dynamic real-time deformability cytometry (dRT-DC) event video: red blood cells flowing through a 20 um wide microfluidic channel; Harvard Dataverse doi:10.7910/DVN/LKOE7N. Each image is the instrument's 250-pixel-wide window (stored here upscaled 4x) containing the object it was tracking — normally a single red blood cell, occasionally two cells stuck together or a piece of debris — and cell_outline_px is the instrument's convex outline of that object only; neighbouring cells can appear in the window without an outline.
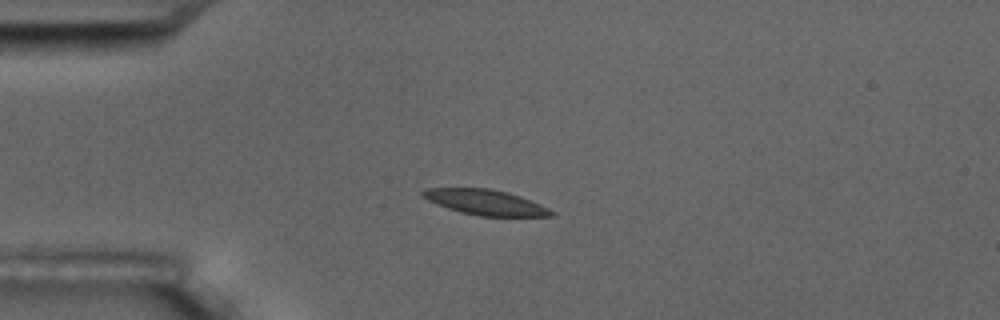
{"species": "common noctule bat (a hibernating species)", "species_latin": "Nyctalus noctula", "temperature_condition": "room temperature", "stored_images_in_passage": 8, "camera_frame_rate_fps": 3000, "um_per_image_px": 0.085, "animal": {"sex": "male", "body_mass_g": 17.5, "forearm_length_mm": 52.3}, "frame": {"image": 1, "passage_image": 5, "time_ms": 4.667, "image_size_px": [1000, 320], "cell_outline_px": [[556, 216], [480, 216], [460, 212], [448, 208], [428, 200], [420, 196], [420, 192], [424, 188], [488, 188], [508, 192], [520, 196], [540, 204], [556, 212]], "centroid_in_image_um": [41.26, 17.19], "position_along_channel_um": 43.7, "area_um2": 19.02}}